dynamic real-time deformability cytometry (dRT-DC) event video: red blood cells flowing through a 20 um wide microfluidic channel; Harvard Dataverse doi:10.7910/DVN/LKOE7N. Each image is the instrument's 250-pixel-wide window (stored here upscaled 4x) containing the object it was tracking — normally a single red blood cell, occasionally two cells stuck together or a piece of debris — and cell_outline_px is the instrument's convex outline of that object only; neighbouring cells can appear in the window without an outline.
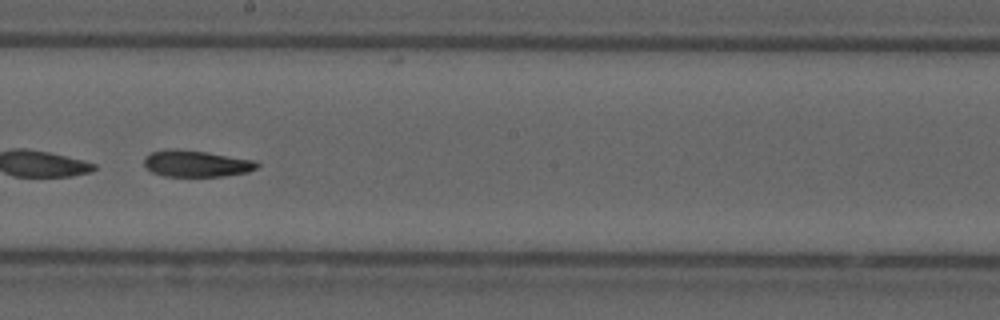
{"species": "common noctule bat (a hibernating species)", "species_latin": "Nyctalus noctula", "temperature_condition": "cold", "stored_images_in_passage": 39, "camera_frame_rate_fps": 3000, "um_per_image_px": 0.085, "animal": {"sex": "male", "forearm_length_mm": 52.5}, "frame": {"image": 1, "passage_image": 17, "time_ms": 5.333, "image_size_px": [1000, 320], "cell_outline_px": [[260, 164], [256, 168], [248, 172], [224, 176], [164, 176], [152, 172], [144, 164], [144, 156], [152, 152], [172, 148], [176, 148], [208, 152], [256, 160]], "centroid_in_image_um": [16.7, 13.89], "position_along_channel_um": 231.5, "area_um2": 17.57}}